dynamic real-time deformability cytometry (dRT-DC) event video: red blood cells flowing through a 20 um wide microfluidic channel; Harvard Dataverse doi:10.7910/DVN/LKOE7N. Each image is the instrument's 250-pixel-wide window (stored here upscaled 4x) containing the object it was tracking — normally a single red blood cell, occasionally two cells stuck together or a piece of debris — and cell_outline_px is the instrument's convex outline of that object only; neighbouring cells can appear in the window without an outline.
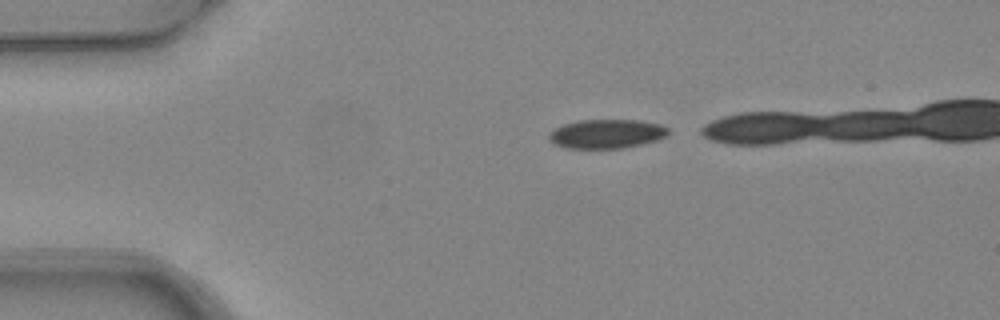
{"species": "common noctule bat (a hibernating species)", "species_latin": "Nyctalus noctula", "temperature_condition": "warm", "stored_images_in_passage": 4, "camera_frame_rate_fps": 3000, "um_per_image_px": 0.085, "animal": {"sex": "female", "body_mass_g": 24.6, "forearm_length_mm": 56.2}, "frame": {"image": 1, "passage_image": 1, "time_ms": 0.0, "image_size_px": [1000, 320], "cell_outline_px": [[668, 132], [664, 136], [656, 140], [624, 148], [564, 148], [556, 144], [548, 136], [556, 128], [564, 124], [580, 120], [640, 120], [660, 124], [668, 128]], "centroid_in_image_um": [51.58, 11.37], "position_along_channel_um": 33.4, "area_um2": 19.88}}
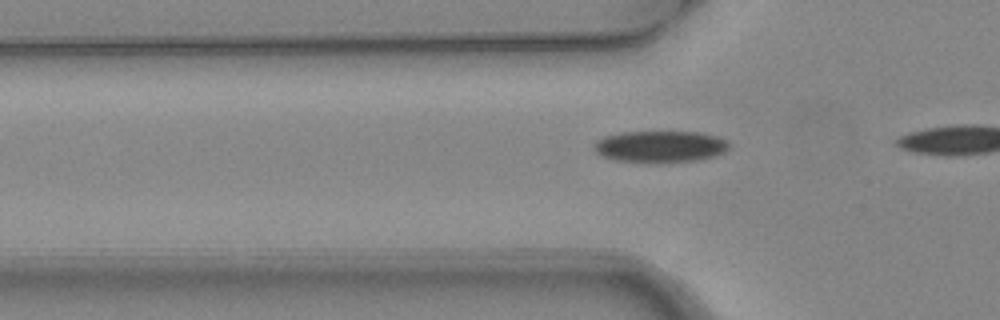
{"frame": {"image": 2, "passage_image": 4, "time_ms": 1.0, "image_size_px": [1000, 320], "cell_outline_px": [[728, 148], [724, 152], [712, 156], [696, 160], [660, 164], [656, 164], [612, 160], [600, 156], [592, 148], [592, 144], [596, 140], [604, 136], [620, 132], [700, 132], [716, 136], [724, 140], [728, 144]], "centroid_in_image_um": [56.01, 12.48], "position_along_channel_um": 69.8, "area_um2": 25.37}}